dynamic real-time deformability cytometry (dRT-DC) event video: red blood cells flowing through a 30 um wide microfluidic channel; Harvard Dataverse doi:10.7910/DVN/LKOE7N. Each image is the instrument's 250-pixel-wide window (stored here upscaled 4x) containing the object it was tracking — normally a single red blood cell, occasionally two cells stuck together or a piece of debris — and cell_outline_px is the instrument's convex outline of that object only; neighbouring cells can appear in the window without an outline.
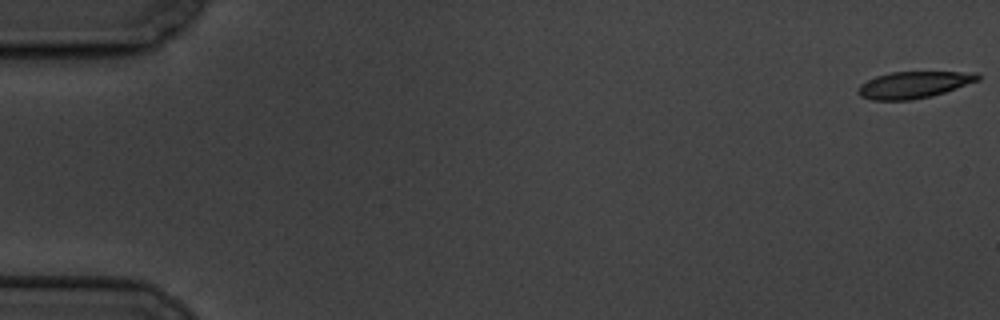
{"species": "common noctule bat (a hibernating species)", "species_latin": "Nyctalus noctula", "temperature_condition": "cold", "stored_images_in_passage": 7, "camera_frame_rate_fps": 3000, "um_per_image_px": 0.085, "animal": {"sex": "male", "body_mass_g": 19.5, "forearm_length_mm": 54.6}, "frame": {"image": 1, "passage_image": 1, "time_ms": 0.0, "image_size_px": [1000, 320], "cell_outline_px": [[980, 80], [944, 92], [912, 100], [872, 100], [860, 96], [856, 92], [856, 88], [860, 84], [876, 76], [892, 72], [980, 72]], "centroid_in_image_um": [77.65, 7.2], "position_along_channel_um": 7.4, "area_um2": 18.61}}
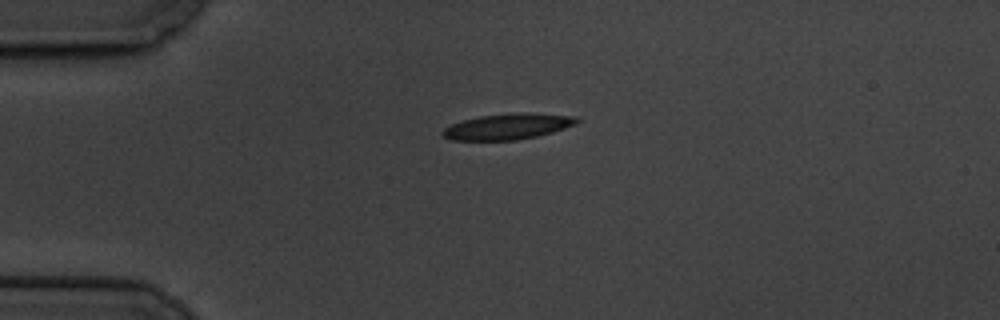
{"frame": {"image": 2, "passage_image": 5, "time_ms": 4.667, "image_size_px": [1000, 320], "cell_outline_px": [[580, 120], [576, 124], [552, 132], [536, 136], [516, 140], [452, 140], [444, 136], [440, 132], [444, 128], [452, 124], [464, 120], [480, 116], [520, 112], [528, 112], [580, 116]], "centroid_in_image_um": [43.21, 10.74], "position_along_channel_um": 41.8, "area_um2": 20.23}}
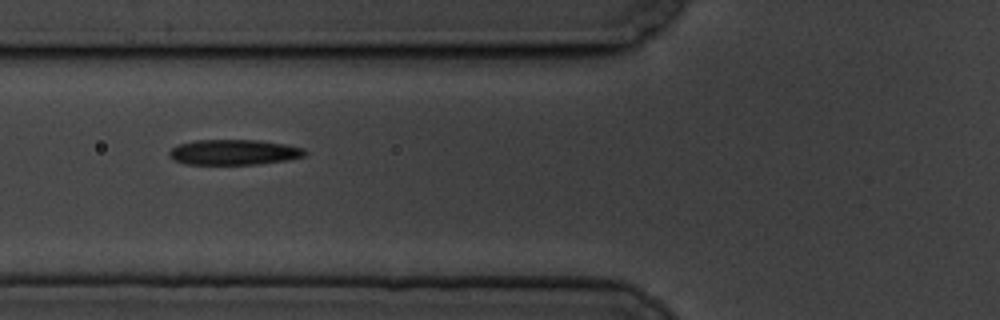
{"frame": {"image": 3, "passage_image": 7, "time_ms": 7.333, "image_size_px": [1000, 320], "cell_outline_px": [[308, 152], [304, 156], [288, 160], [256, 164], [184, 164], [172, 160], [168, 156], [168, 152], [172, 148], [180, 144], [196, 140], [260, 140], [284, 144], [304, 148]], "centroid_in_image_um": [19.87, 12.94], "position_along_channel_um": 105.9, "area_um2": 20.11}}